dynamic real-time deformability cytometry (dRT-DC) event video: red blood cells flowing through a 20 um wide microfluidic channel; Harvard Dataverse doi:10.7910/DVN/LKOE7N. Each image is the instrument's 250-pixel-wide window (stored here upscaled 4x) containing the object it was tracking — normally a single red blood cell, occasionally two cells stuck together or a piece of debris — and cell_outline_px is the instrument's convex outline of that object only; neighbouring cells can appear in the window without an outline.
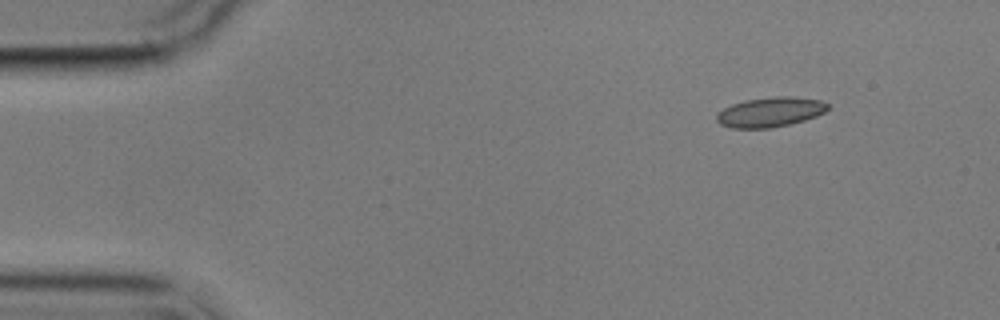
{"species": "common noctule bat (a hibernating species)", "species_latin": "Nyctalus noctula", "temperature_condition": "cold", "stored_images_in_passage": 2, "camera_frame_rate_fps": 3000, "um_per_image_px": 0.085, "animal": {"sex": "male", "body_mass_g": 17.9}, "frame": {"image": 1, "passage_image": 2, "time_ms": 1.667, "image_size_px": [1000, 320], "cell_outline_px": [[828, 108], [824, 112], [816, 116], [804, 120], [788, 124], [768, 128], [732, 128], [720, 124], [716, 120], [716, 116], [724, 108], [732, 104], [744, 100], [776, 96], [788, 96], [820, 100], [828, 104]], "centroid_in_image_um": [65.45, 9.52], "position_along_channel_um": 19.5, "area_um2": 19.07}}